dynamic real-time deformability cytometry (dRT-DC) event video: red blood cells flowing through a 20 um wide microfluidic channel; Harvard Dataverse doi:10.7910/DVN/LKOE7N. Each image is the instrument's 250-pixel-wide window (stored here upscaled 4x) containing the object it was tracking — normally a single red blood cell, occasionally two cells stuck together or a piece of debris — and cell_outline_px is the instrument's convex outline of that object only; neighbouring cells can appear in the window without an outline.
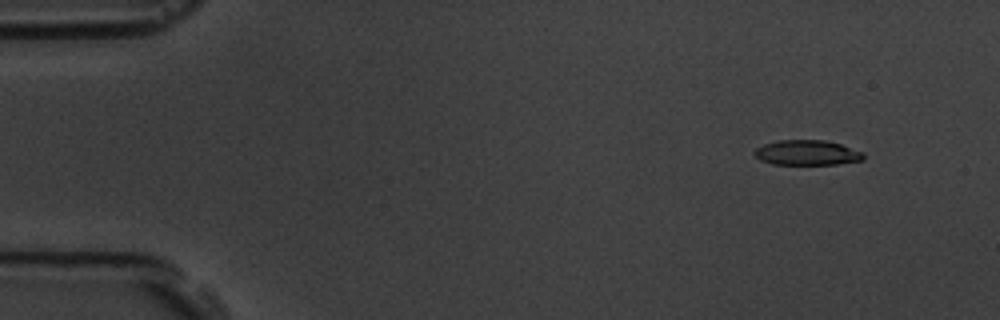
{"species": "common noctule bat (a hibernating species)", "species_latin": "Nyctalus noctula", "temperature_condition": "room temperature", "stored_images_in_passage": 13, "camera_frame_rate_fps": 3000, "um_per_image_px": 0.085, "animal": {"sex": "male", "body_mass_g": 19.5, "forearm_length_mm": 54.6}, "frame": {"image": 1, "passage_image": 2, "time_ms": 1.0, "image_size_px": [1000, 320], "cell_outline_px": [[864, 160], [836, 164], [772, 164], [760, 160], [752, 152], [756, 148], [764, 144], [780, 140], [824, 140], [840, 144], [864, 152]], "centroid_in_image_um": [68.6, 12.98], "position_along_channel_um": 16.4, "area_um2": 15.9}}
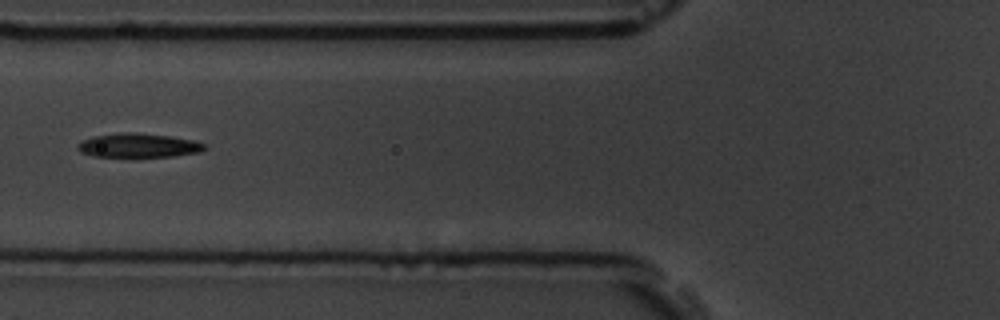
{"frame": {"image": 2, "passage_image": 6, "time_ms": 6.667, "image_size_px": [1000, 320], "cell_outline_px": [[208, 148], [200, 152], [172, 156], [92, 156], [80, 152], [76, 148], [76, 144], [80, 140], [92, 136], [124, 132], [136, 132], [168, 136], [192, 140], [208, 144]], "centroid_in_image_um": [11.74, 12.35], "position_along_channel_um": 114.1, "area_um2": 17.86}}
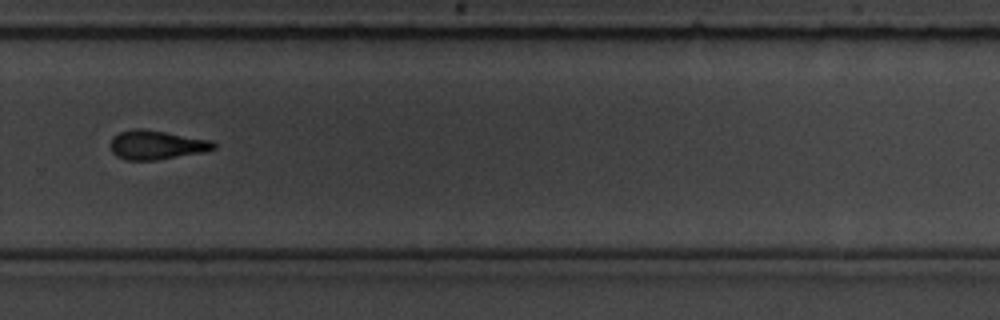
{"frame": {"image": 3, "passage_image": 11, "time_ms": 12.333, "image_size_px": [1000, 320], "cell_outline_px": [[216, 148], [200, 152], [156, 160], [124, 160], [116, 156], [112, 152], [108, 144], [112, 136], [120, 132], [132, 128], [144, 128], [212, 140], [216, 144]], "centroid_in_image_um": [13.23, 12.3], "position_along_channel_um": 316.6, "area_um2": 17.69}, "authors_computed_cell_mechanics": {"area_um2": 17.5712, "velocity_mm_per_s": 3.5736, "shape_relaxation_time_tau1_ms": 2.2236, "shape_relaxation_time_tau2_ms": null, "deformation_change_tau1": 0.1204, "deformation_change_tau2": null}}